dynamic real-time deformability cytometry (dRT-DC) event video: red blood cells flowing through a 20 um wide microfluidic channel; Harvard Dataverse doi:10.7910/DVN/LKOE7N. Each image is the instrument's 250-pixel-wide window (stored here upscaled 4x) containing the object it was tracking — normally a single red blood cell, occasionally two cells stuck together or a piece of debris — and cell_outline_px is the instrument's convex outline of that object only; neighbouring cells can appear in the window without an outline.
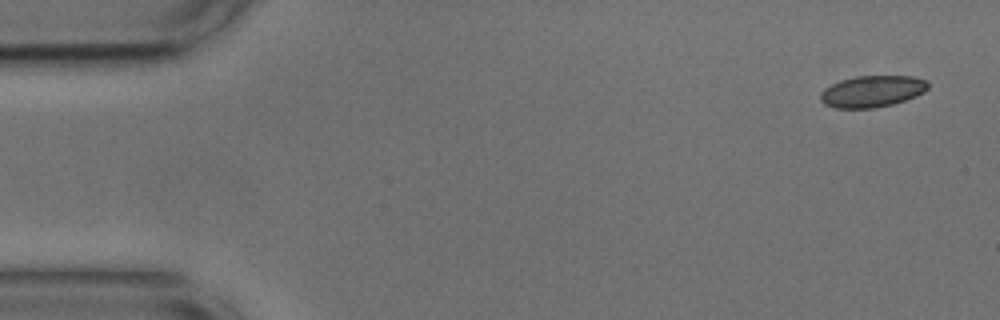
{"species": "common noctule bat (a hibernating species)", "species_latin": "Nyctalus noctula", "temperature_condition": "cold", "stored_images_in_passage": 15, "camera_frame_rate_fps": 3000, "um_per_image_px": 0.085, "animal": {"sex": "male", "body_mass_g": 17.9, "forearm_length_mm": 54.2}, "frame": {"image": 1, "passage_image": 1, "time_ms": 0.0, "image_size_px": [1000, 320], "cell_outline_px": [[928, 88], [924, 92], [916, 96], [892, 104], [876, 108], [836, 108], [824, 104], [820, 100], [820, 92], [832, 84], [840, 80], [856, 76], [912, 76], [928, 80]], "centroid_in_image_um": [74.14, 7.76], "position_along_channel_um": 10.9, "area_um2": 19.83}}
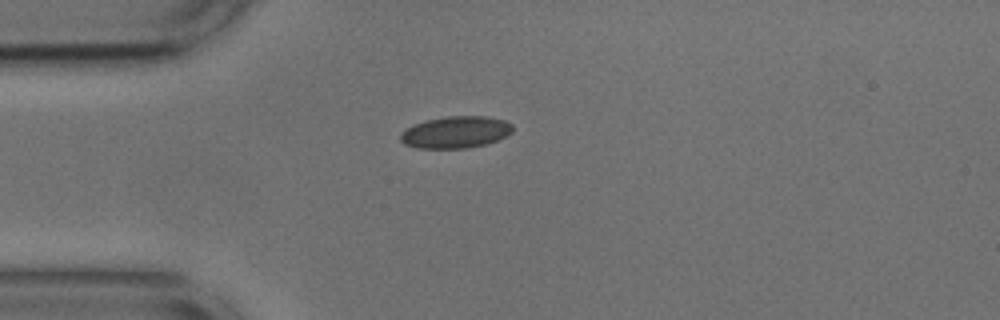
{"frame": {"image": 2, "passage_image": 12, "time_ms": 3.667, "image_size_px": [1000, 320], "cell_outline_px": [[512, 132], [488, 144], [464, 148], [416, 148], [404, 144], [400, 140], [400, 132], [416, 124], [428, 120], [448, 116], [484, 116], [504, 120], [512, 124]], "centroid_in_image_um": [38.72, 11.24], "position_along_channel_um": 46.3, "area_um2": 20.63}}